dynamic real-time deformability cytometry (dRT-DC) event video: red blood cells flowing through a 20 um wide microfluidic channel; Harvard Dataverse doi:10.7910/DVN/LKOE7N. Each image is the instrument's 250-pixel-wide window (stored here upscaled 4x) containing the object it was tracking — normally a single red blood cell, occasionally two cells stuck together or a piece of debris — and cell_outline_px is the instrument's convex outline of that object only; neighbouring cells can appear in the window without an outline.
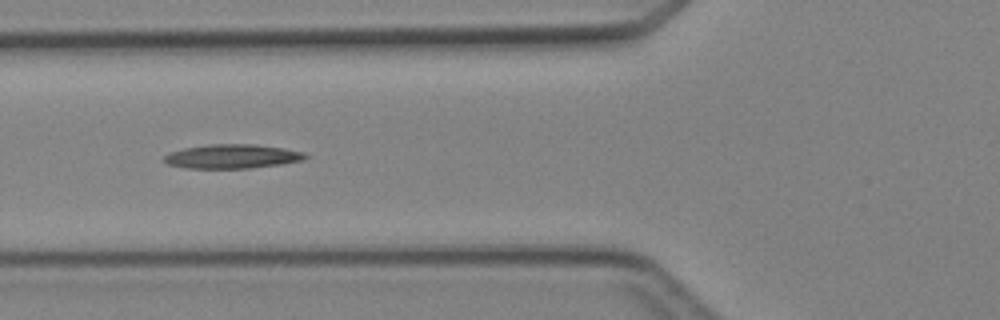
{"species": "Egyptian fruit bat (a non-hibernating species)", "species_latin": "Rousettus aegyptiacus", "temperature_condition": "cold", "stored_images_in_passage": 5, "camera_frame_rate_fps": 3000, "um_per_image_px": 0.085, "animal": {"sex": "female"}, "frame": {"image": 1, "passage_image": 5, "time_ms": 4.667, "image_size_px": [1000, 320], "cell_outline_px": [[308, 156], [304, 160], [280, 164], [252, 168], [188, 168], [168, 164], [164, 160], [164, 156], [168, 152], [184, 148], [208, 144], [256, 144], [284, 148], [304, 152]], "centroid_in_image_um": [19.75, 13.28], "position_along_channel_um": 106.1, "area_um2": 19.88}}